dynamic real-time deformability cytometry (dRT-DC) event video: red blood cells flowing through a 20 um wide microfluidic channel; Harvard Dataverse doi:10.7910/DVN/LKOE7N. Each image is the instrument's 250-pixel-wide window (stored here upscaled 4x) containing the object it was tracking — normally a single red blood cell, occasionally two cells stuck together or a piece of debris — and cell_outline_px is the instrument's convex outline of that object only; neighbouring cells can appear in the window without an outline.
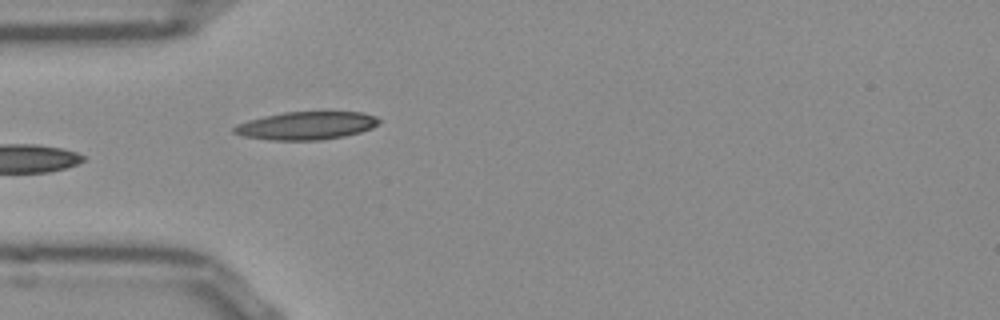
{"species": "Egyptian fruit bat (a non-hibernating species)", "species_latin": "Rousettus aegyptiacus", "temperature_condition": "room temperature", "stored_images_in_passage": 33, "camera_frame_rate_fps": 3000, "um_per_image_px": 0.085, "frame": {"image": 1, "passage_image": 1, "time_ms": 0.0, "image_size_px": [1000, 320], "cell_outline_px": [[380, 124], [372, 128], [360, 132], [344, 136], [320, 140], [272, 140], [244, 136], [232, 132], [232, 128], [236, 124], [248, 120], [264, 116], [284, 112], [364, 112], [376, 116], [380, 120]], "centroid_in_image_um": [26.05, 10.67], "position_along_channel_um": 58.9, "area_um2": 23.7}, "authors_computed_cell_mechanics": {"area_um2": 20.3456, "velocity_mm_per_s": 3.8639, "shape_relaxation_time_tau1_ms": 10.5987, "shape_relaxation_time_tau2_ms": 4.9674, "deformation_change_tau1": 0.1858, "deformation_change_tau2": 0.0866}}